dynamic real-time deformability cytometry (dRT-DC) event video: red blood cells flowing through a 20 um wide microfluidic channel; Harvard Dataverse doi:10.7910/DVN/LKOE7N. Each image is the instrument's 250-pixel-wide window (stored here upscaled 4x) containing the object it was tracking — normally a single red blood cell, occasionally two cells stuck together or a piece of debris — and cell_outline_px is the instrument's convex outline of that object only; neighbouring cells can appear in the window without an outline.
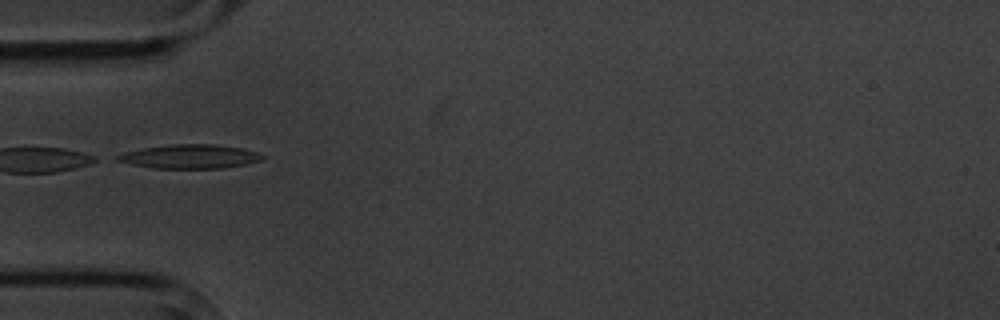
{"species": "common noctule bat (a hibernating species)", "species_latin": "Nyctalus noctula", "temperature_condition": "cold", "stored_images_in_passage": 3, "camera_frame_rate_fps": 3000, "um_per_image_px": 0.085, "animal": {"sex": "male", "body_mass_g": 20.1, "forearm_length_mm": 53.5}, "frame": {"image": 1, "passage_image": 1, "time_ms": 0.0, "image_size_px": [1000, 320], "cell_outline_px": [[268, 156], [260, 160], [244, 164], [224, 168], [152, 168], [132, 164], [116, 160], [112, 156], [124, 152], [144, 148], [172, 144], [216, 144], [244, 148]], "centroid_in_image_um": [16.14, 13.3], "position_along_channel_um": 68.9, "area_um2": 20.29}}
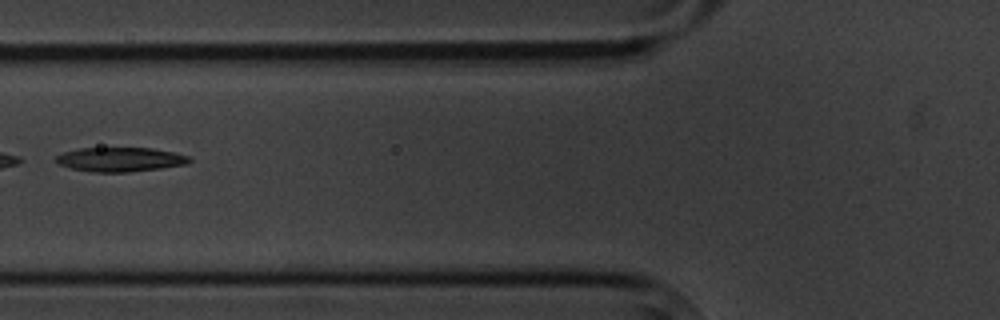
{"frame": {"image": 2, "passage_image": 2, "time_ms": 1.333, "image_size_px": [1000, 320], "cell_outline_px": [[192, 160], [188, 164], [160, 168], [128, 172], [92, 172], [72, 168], [60, 164], [52, 160], [56, 156], [64, 152], [80, 148], [152, 148], [172, 152], [188, 156]], "centroid_in_image_um": [10.2, 13.55], "position_along_channel_um": 115.6, "area_um2": 18.79}}
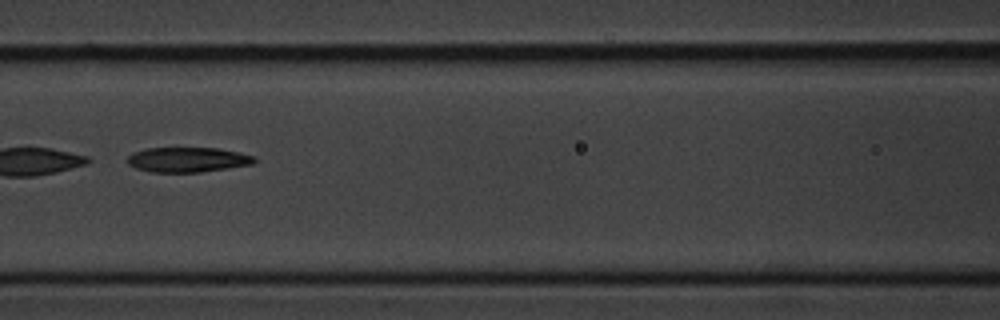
{"frame": {"image": 3, "passage_image": 3, "time_ms": 2.333, "image_size_px": [1000, 320], "cell_outline_px": [[256, 160], [252, 164], [228, 168], [200, 172], [148, 172], [136, 168], [128, 164], [124, 160], [132, 152], [144, 148], [216, 148], [240, 152], [252, 156]], "centroid_in_image_um": [15.87, 13.57], "position_along_channel_um": 150.7, "area_um2": 18.55}}